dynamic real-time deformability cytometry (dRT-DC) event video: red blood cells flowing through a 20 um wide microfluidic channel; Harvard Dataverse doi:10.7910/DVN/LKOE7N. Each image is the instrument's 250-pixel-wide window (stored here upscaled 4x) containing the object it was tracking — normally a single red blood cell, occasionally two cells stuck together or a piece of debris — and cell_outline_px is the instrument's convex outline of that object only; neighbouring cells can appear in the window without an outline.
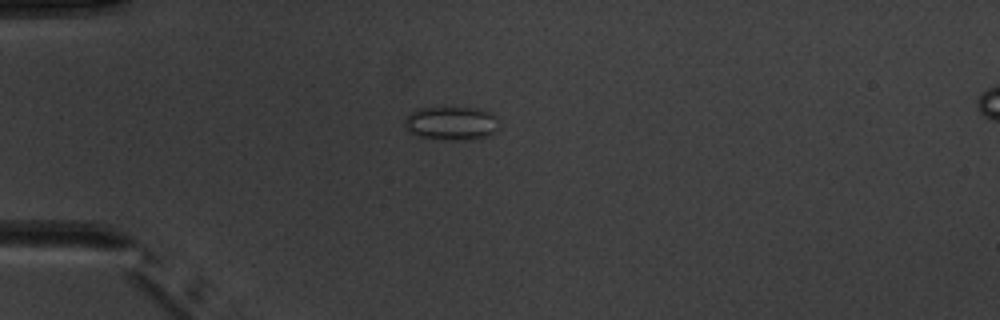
{"species": "common noctule bat (a hibernating species)", "species_latin": "Nyctalus noctula", "temperature_condition": "warm", "stored_images_in_passage": 5, "camera_frame_rate_fps": 3000, "um_per_image_px": 0.085, "animal": {"sex": "male", "body_mass_g": 20.1, "forearm_length_mm": 53.5}, "frame": {"image": 1, "passage_image": 4, "time_ms": 4.0, "image_size_px": [1000, 320], "cell_outline_px": [[496, 132], [488, 136], [472, 140], [444, 140], [416, 136], [408, 132], [404, 124], [404, 120], [416, 108], [472, 108], [488, 112], [496, 116]], "centroid_in_image_um": [38.32, 10.51], "position_along_channel_um": 46.7, "area_um2": 18.5}}
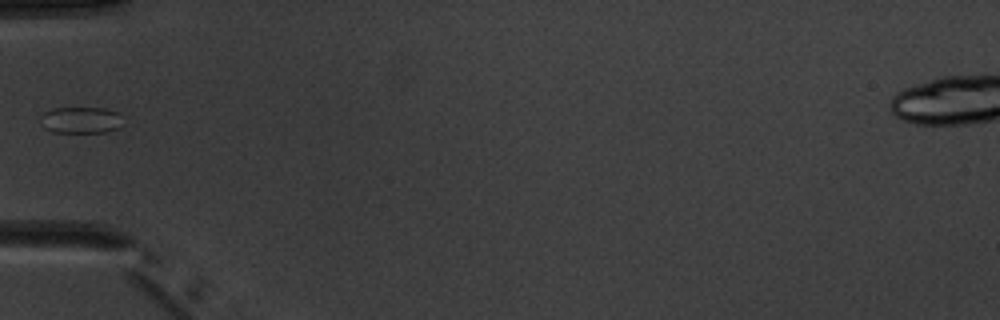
{"frame": {"image": 2, "passage_image": 5, "time_ms": 5.333, "image_size_px": [1000, 320], "cell_outline_px": [[124, 124], [120, 128], [108, 132], [52, 132], [44, 128], [40, 124], [40, 116], [44, 112], [52, 108], [104, 108], [116, 112]], "centroid_in_image_um": [6.85, 10.21], "position_along_channel_um": 78.2, "area_um2": 12.89}}